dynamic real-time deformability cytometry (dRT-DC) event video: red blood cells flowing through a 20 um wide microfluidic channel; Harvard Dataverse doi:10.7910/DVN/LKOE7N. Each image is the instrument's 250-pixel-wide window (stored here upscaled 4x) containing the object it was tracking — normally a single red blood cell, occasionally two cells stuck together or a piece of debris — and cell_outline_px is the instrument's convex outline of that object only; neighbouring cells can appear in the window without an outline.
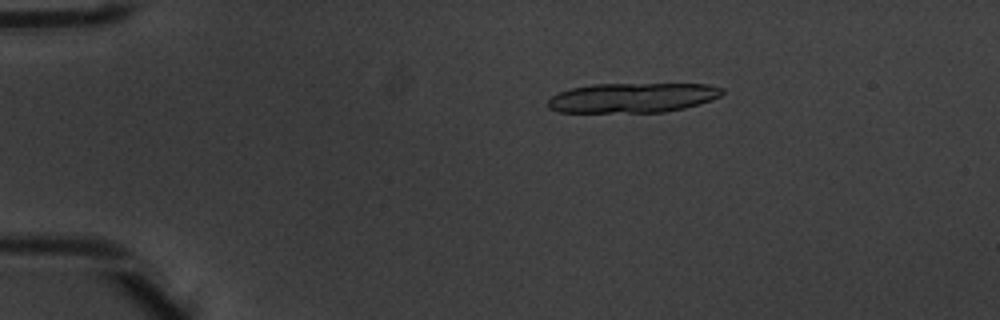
{"species": "common noctule bat (a hibernating species)", "species_latin": "Nyctalus noctula", "temperature_condition": "warm", "stored_images_in_passage": 6, "camera_frame_rate_fps": 3000, "um_per_image_px": 0.085, "animal": {"sex": "male", "body_mass_g": 20.1, "forearm_length_mm": 53.5}, "frame": {"image": 1, "passage_image": 3, "time_ms": 0.667, "image_size_px": [1000, 320], "cell_outline_px": [[724, 92], [720, 96], [712, 100], [684, 108], [664, 112], [560, 112], [548, 108], [548, 100], [552, 96], [560, 92], [572, 88], [592, 84], [708, 84], [724, 88]], "centroid_in_image_um": [53.79, 8.3], "position_along_channel_um": 31.2, "area_um2": 30.17}}